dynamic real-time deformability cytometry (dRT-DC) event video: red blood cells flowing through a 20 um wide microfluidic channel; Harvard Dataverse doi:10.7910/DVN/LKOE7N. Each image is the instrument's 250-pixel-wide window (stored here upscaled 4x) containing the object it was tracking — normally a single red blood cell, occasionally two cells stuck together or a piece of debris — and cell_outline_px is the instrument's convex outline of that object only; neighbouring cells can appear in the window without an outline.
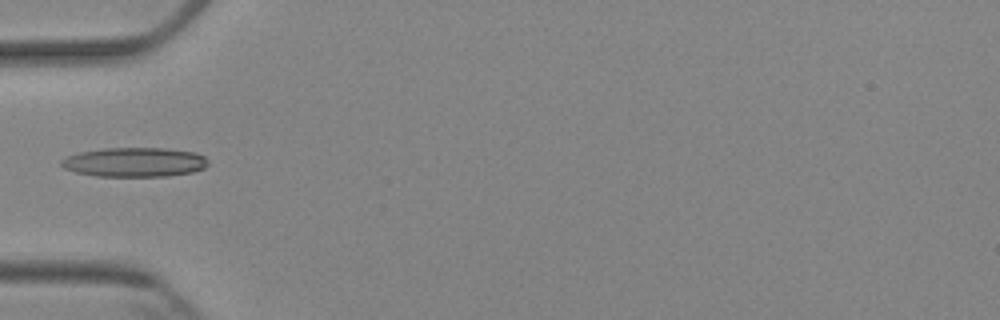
{"species": "Egyptian fruit bat (a non-hibernating species)", "species_latin": "Rousettus aegyptiacus", "temperature_condition": "cold", "stored_images_in_passage": 5, "camera_frame_rate_fps": 3000, "um_per_image_px": 0.085, "animal": {"sex": "female"}, "frame": {"image": 1, "passage_image": 4, "time_ms": 4.333, "image_size_px": [1000, 320], "cell_outline_px": [[208, 164], [204, 168], [192, 172], [168, 176], [96, 176], [76, 172], [64, 168], [60, 164], [60, 160], [68, 156], [80, 152], [104, 148], [164, 148], [196, 152], [204, 156], [208, 160]], "centroid_in_image_um": [11.45, 13.78], "position_along_channel_um": 73.5, "area_um2": 25.14}}
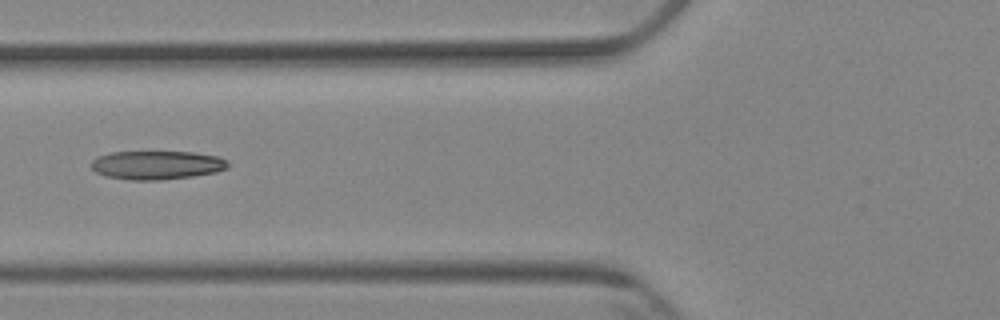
{"frame": {"image": 2, "passage_image": 5, "time_ms": 5.333, "image_size_px": [1000, 320], "cell_outline_px": [[228, 168], [216, 172], [192, 176], [160, 180], [128, 180], [104, 176], [96, 172], [88, 164], [96, 156], [112, 152], [196, 152], [216, 156], [228, 160]], "centroid_in_image_um": [13.29, 14.03], "position_along_channel_um": 112.5, "area_um2": 23.06}}